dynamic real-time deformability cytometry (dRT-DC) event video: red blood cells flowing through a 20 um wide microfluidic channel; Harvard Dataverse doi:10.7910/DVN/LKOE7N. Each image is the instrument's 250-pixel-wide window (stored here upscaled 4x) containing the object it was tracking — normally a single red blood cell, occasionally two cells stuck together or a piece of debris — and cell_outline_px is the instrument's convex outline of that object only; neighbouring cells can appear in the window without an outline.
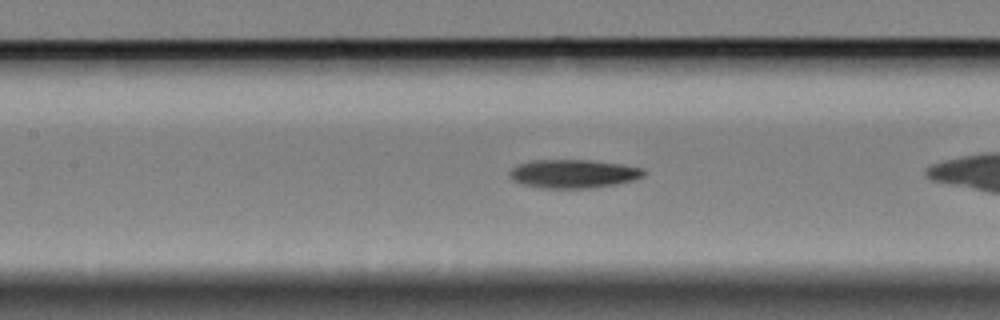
{"species": "Egyptian fruit bat (a non-hibernating species)", "species_latin": "Rousettus aegyptiacus", "temperature_condition": "cold", "stored_images_in_passage": 30, "camera_frame_rate_fps": 3000, "um_per_image_px": 0.085, "animal": {"sex": "female"}, "frame": {"image": 1, "passage_image": 10, "time_ms": 3.0, "image_size_px": [1000, 320], "cell_outline_px": [[648, 172], [644, 176], [632, 180], [616, 184], [588, 188], [540, 188], [524, 184], [512, 180], [508, 176], [508, 172], [512, 168], [520, 164], [532, 160], [592, 160], [624, 164], [644, 168]], "centroid_in_image_um": [48.77, 14.76], "position_along_channel_um": 158.6, "area_um2": 22.48}}
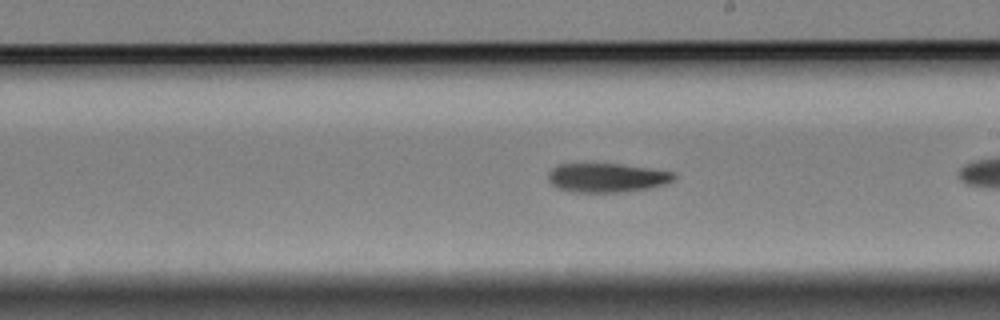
{"frame": {"image": 2, "passage_image": 17, "time_ms": 5.333, "image_size_px": [1000, 320], "cell_outline_px": [[676, 176], [672, 180], [664, 184], [648, 188], [624, 192], [576, 192], [556, 188], [548, 180], [548, 172], [552, 168], [560, 164], [620, 164], [676, 172]], "centroid_in_image_um": [51.57, 15.1], "position_along_channel_um": 237.4, "area_um2": 21.21}}
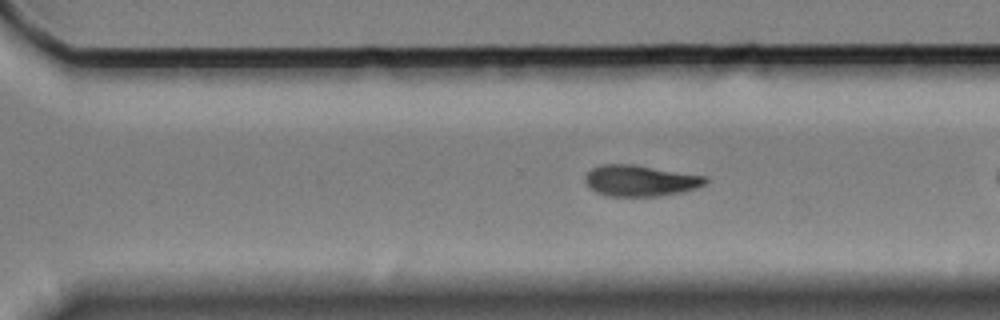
{"frame": {"image": 3, "passage_image": 24, "time_ms": 7.667, "image_size_px": [1000, 320], "cell_outline_px": [[708, 180], [704, 184], [696, 188], [680, 192], [656, 196], [608, 196], [596, 192], [584, 180], [584, 176], [592, 168], [600, 164], [632, 164], [708, 176]], "centroid_in_image_um": [54.42, 15.34], "position_along_channel_um": 316.2, "area_um2": 21.73}}